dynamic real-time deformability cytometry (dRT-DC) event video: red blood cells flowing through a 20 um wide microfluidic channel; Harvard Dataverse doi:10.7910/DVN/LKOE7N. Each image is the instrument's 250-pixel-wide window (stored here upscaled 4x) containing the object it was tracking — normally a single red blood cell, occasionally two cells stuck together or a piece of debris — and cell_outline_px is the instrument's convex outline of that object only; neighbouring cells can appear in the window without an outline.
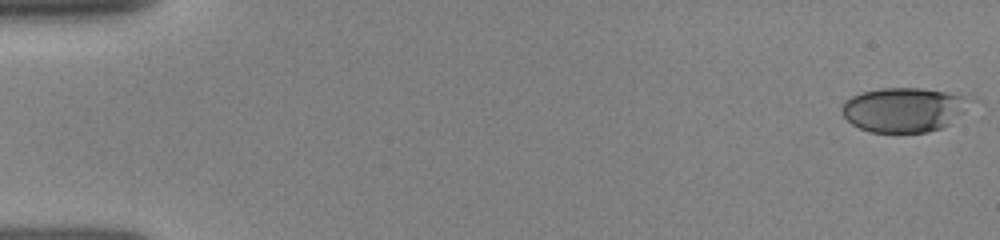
{"species": "human", "species_latin": "Homo sapiens", "temperature_condition": "room temperature", "stored_images_in_passage": 36, "camera_frame_rate_fps": 3000, "um_per_image_px": 0.085, "donor": {"sex": "female"}, "frame": {"image": 1, "passage_image": 1, "time_ms": 0.0, "image_size_px": [1000, 240], "cell_outline_px": [[976, 100], [948, 124], [940, 128], [928, 132], [872, 132], [860, 128], [852, 124], [844, 116], [840, 108], [844, 100], [852, 96], [864, 92], [880, 88], [920, 88], [972, 96]], "centroid_in_image_um": [76.85, 9.31], "position_along_channel_um": 8.2, "area_um2": 33.29}}
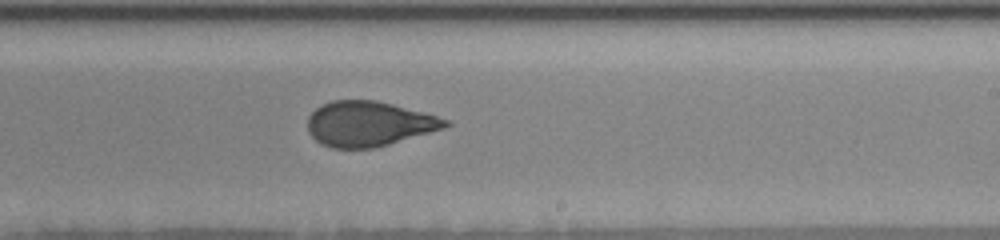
{"frame": {"image": 2, "passage_image": 19, "time_ms": 9.667, "image_size_px": [1000, 240], "cell_outline_px": [[452, 124], [444, 128], [388, 144], [372, 148], [332, 148], [320, 144], [308, 132], [308, 116], [316, 108], [332, 100], [376, 100], [392, 104], [436, 116], [448, 120]], "centroid_in_image_um": [31.31, 10.52], "position_along_channel_um": 257.7, "area_um2": 35.78}}
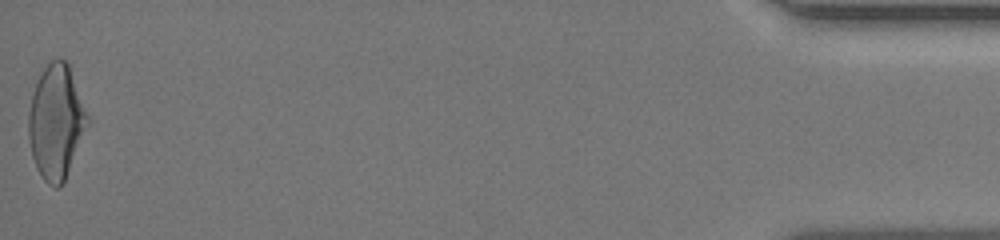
{"frame": {"image": 3, "passage_image": 36, "time_ms": 16.0, "image_size_px": [1000, 240], "cell_outline_px": [[88, 124], [64, 184], [60, 188], [56, 188], [48, 184], [40, 176], [36, 168], [32, 156], [28, 136], [28, 112], [32, 96], [36, 84], [44, 68], [52, 60], [60, 56], [68, 64], [88, 116]], "centroid_in_image_um": [4.75, 10.42], "position_along_channel_um": 430.4, "area_um2": 39.02}}